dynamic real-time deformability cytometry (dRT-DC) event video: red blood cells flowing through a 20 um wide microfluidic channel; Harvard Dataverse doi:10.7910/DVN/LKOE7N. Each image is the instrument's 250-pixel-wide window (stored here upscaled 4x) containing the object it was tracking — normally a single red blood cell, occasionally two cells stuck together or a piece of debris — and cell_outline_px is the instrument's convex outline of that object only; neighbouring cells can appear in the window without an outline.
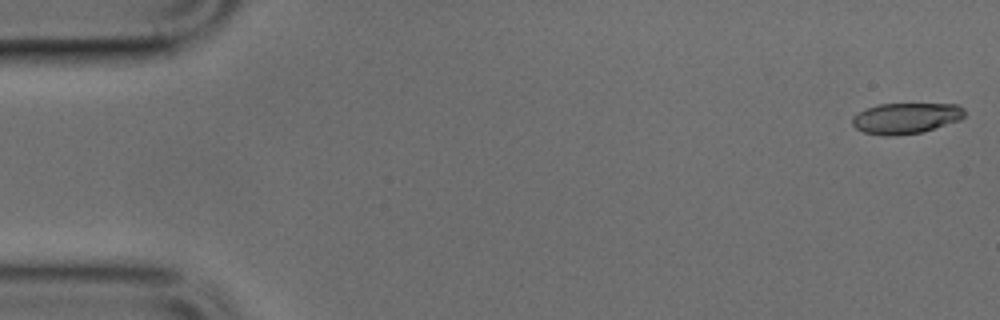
{"species": "common noctule bat (a hibernating species)", "species_latin": "Nyctalus noctula", "temperature_condition": "cold", "stored_images_in_passage": 42, "camera_frame_rate_fps": 3000, "um_per_image_px": 0.085, "animal": {"sex": "male", "body_mass_g": 17.9, "forearm_length_mm": 54.2}, "frame": {"image": 1, "passage_image": 1, "time_ms": 0.0, "image_size_px": [1000, 320], "cell_outline_px": [[964, 116], [960, 120], [920, 132], [892, 136], [884, 136], [864, 132], [856, 128], [852, 124], [852, 116], [868, 108], [880, 104], [956, 104], [964, 108]], "centroid_in_image_um": [76.99, 10.04], "position_along_channel_um": 8.0, "area_um2": 19.94}}
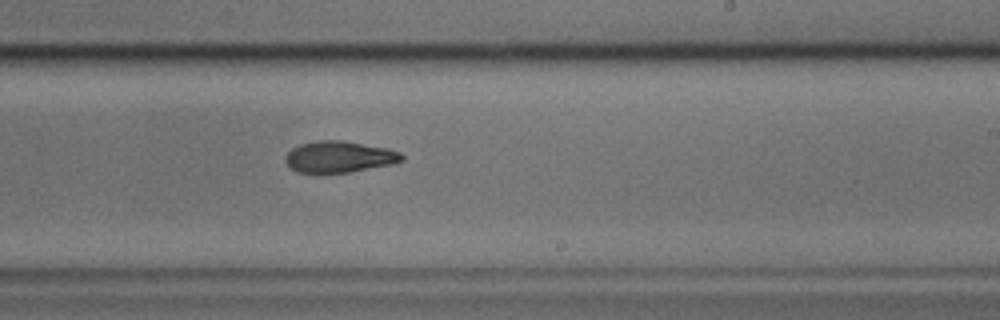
{"frame": {"image": 2, "passage_image": 29, "time_ms": 9.333, "image_size_px": [1000, 320], "cell_outline_px": [[404, 160], [392, 164], [348, 172], [296, 172], [284, 160], [284, 156], [292, 148], [300, 144], [316, 140], [344, 140], [388, 148], [400, 152], [404, 156]], "centroid_in_image_um": [28.84, 13.31], "position_along_channel_um": 260.2, "area_um2": 21.27}}
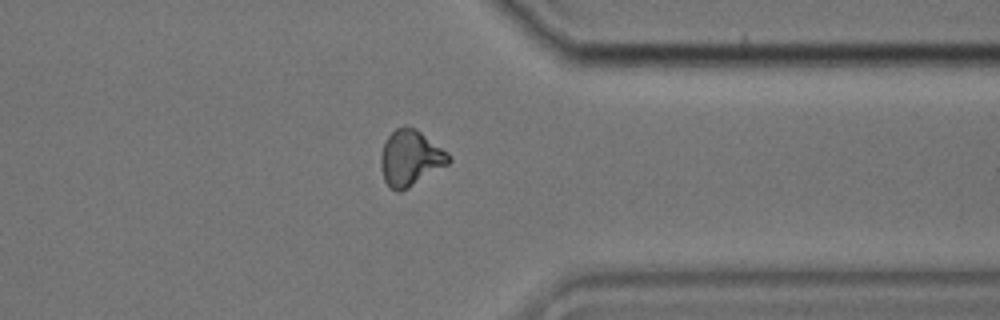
{"frame": {"image": 3, "passage_image": 38, "time_ms": 12.333, "image_size_px": [1000, 320], "cell_outline_px": [[452, 160], [448, 164], [408, 188], [400, 192], [396, 192], [384, 180], [380, 164], [380, 156], [384, 144], [388, 136], [396, 128], [416, 128], [448, 152], [452, 156]], "centroid_in_image_um": [34.9, 13.45], "position_along_channel_um": 376.5, "area_um2": 21.85}}